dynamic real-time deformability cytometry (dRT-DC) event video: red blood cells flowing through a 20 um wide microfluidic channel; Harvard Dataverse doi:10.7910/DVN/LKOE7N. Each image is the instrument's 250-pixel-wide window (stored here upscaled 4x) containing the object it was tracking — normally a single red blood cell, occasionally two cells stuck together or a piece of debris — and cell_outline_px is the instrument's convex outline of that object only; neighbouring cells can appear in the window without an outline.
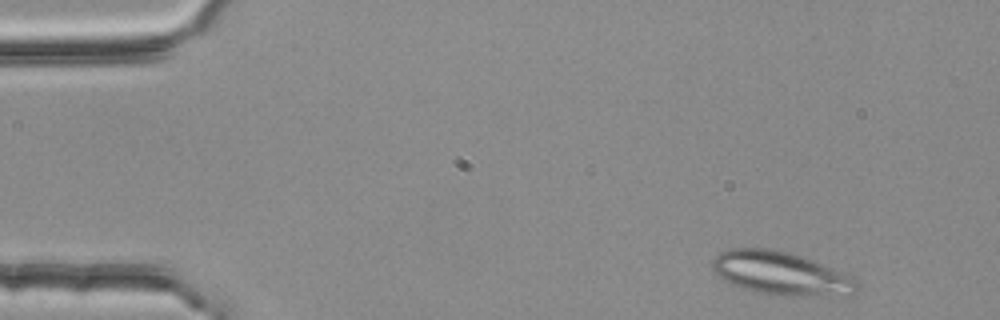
{"species": "common noctule bat (a hibernating species)", "species_latin": "Nyctalus noctula", "temperature_condition": "room temperature", "stored_images_in_passage": 3, "camera_frame_rate_fps": 3000, "um_per_image_px": 0.085, "animal": {"sex": "female", "body_mass_g": 25.1}, "frame": {"image": 1, "passage_image": 1, "time_ms": 0.0, "image_size_px": [1000, 320], "cell_outline_px": [[856, 292], [848, 296], [776, 296], [756, 292], [732, 284], [724, 280], [712, 268], [712, 260], [720, 252], [728, 248], [768, 248], [788, 252], [804, 256], [852, 276], [856, 284]], "centroid_in_image_um": [66.39, 23.24], "position_along_channel_um": 18.6, "area_um2": 36.7}}